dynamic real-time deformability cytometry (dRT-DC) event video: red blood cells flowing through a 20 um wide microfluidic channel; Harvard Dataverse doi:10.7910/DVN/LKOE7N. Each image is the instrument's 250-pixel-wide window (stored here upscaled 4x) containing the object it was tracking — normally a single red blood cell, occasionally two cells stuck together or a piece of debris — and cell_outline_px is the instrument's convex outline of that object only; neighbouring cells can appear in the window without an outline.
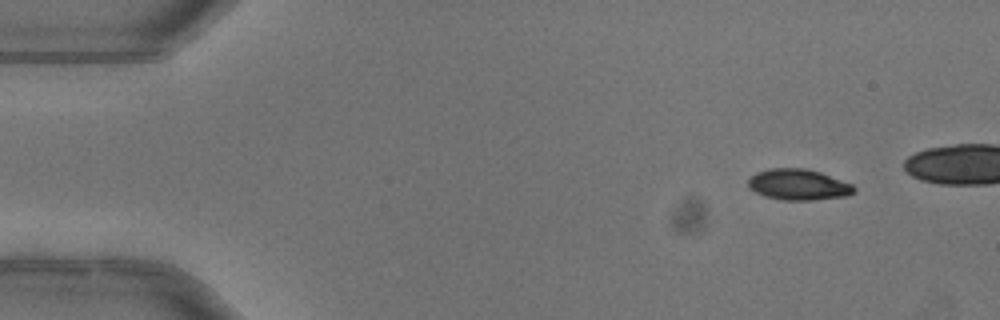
{"species": "common noctule bat (a hibernating species)", "species_latin": "Nyctalus noctula", "temperature_condition": "warm", "stored_images_in_passage": 41, "camera_frame_rate_fps": 3000, "um_per_image_px": 0.085, "animal": {"sex": "female"}, "frame": {"image": 1, "passage_image": 1, "time_ms": 0.0, "image_size_px": [1000, 320], "cell_outline_px": [[856, 192], [848, 196], [812, 200], [784, 200], [764, 196], [748, 188], [748, 180], [756, 172], [768, 168], [804, 168], [820, 172], [852, 184], [856, 188]], "centroid_in_image_um": [67.87, 15.69], "position_along_channel_um": 17.1, "area_um2": 19.19}, "authors_computed_cell_mechanics": {"area_um2": 21.1548, "velocity_mm_per_s": 4.0292, "shape_relaxation_time_tau1_ms": 2.7901, "shape_relaxation_time_tau2_ms": 4.1628, "deformation_change_tau1": 0.1617, "deformation_change_tau2": 0.0837}}